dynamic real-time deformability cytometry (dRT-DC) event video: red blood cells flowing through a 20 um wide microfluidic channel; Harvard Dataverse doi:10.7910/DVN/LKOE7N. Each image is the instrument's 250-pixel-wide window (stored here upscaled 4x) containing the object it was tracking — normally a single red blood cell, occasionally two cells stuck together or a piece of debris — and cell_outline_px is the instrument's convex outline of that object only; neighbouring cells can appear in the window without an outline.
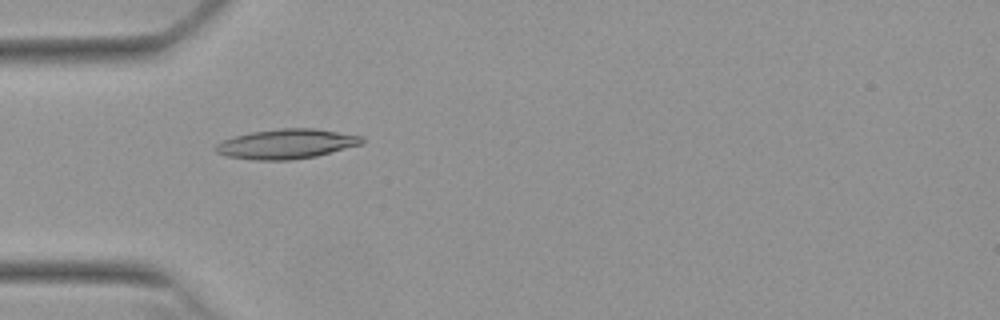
{"species": "Egyptian fruit bat (a non-hibernating species)", "species_latin": "Rousettus aegyptiacus", "temperature_condition": "warm", "stored_images_in_passage": 45, "camera_frame_rate_fps": 3000, "um_per_image_px": 0.085, "animal": {"sex": "female"}, "frame": {"image": 1, "passage_image": 8, "time_ms": 2.333, "image_size_px": [1000, 320], "cell_outline_px": [[364, 144], [316, 156], [292, 160], [256, 160], [228, 156], [216, 152], [212, 148], [220, 140], [252, 132], [280, 128], [316, 128], [364, 136]], "centroid_in_image_um": [24.37, 12.23], "position_along_channel_um": 60.6, "area_um2": 25.55}}
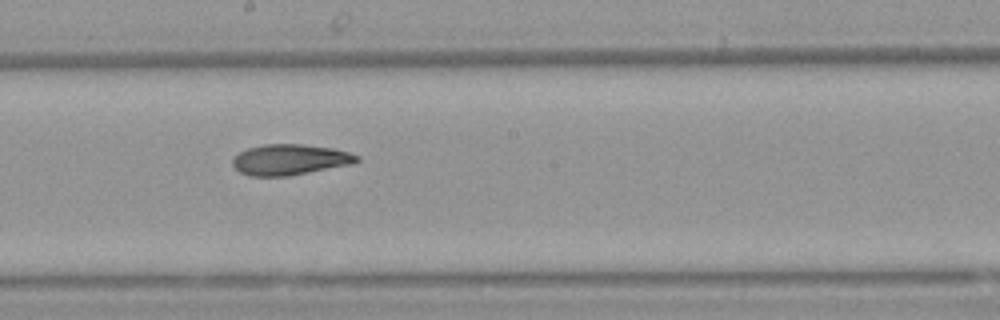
{"frame": {"image": 2, "passage_image": 21, "time_ms": 6.667, "image_size_px": [1000, 320], "cell_outline_px": [[360, 160], [352, 164], [288, 176], [248, 176], [240, 172], [232, 164], [232, 160], [240, 152], [248, 148], [264, 144], [304, 144], [332, 148], [348, 152], [360, 156]], "centroid_in_image_um": [24.65, 13.57], "position_along_channel_um": 223.6, "area_um2": 22.2}}
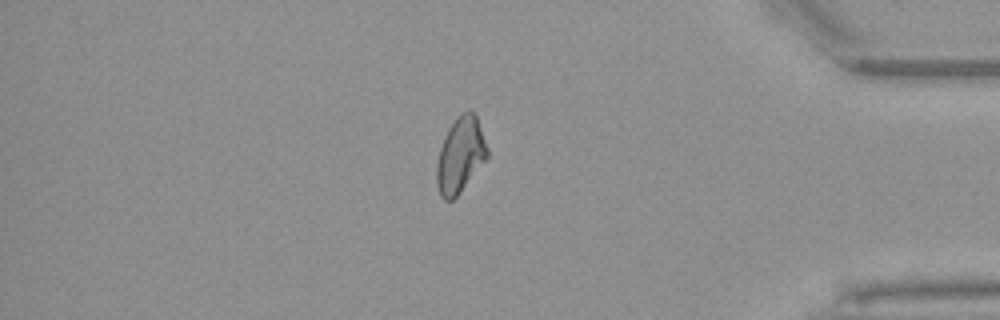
{"frame": {"image": 3, "passage_image": 37, "time_ms": 12.0, "image_size_px": [1000, 320], "cell_outline_px": [[488, 156], [460, 192], [452, 200], [444, 200], [440, 196], [436, 184], [436, 164], [440, 148], [444, 136], [448, 128], [456, 116], [468, 108], [476, 116], [488, 148]], "centroid_in_image_um": [39.1, 13.16], "position_along_channel_um": 396.1, "area_um2": 22.2}, "authors_computed_cell_mechanics": {"area_um2": 22.4842, "velocity_mm_per_s": 3.8211, "shape_relaxation_time_tau1_ms": null, "shape_relaxation_time_tau2_ms": 4.6506, "deformation_change_tau1": null, "deformation_change_tau2": 0.12}}